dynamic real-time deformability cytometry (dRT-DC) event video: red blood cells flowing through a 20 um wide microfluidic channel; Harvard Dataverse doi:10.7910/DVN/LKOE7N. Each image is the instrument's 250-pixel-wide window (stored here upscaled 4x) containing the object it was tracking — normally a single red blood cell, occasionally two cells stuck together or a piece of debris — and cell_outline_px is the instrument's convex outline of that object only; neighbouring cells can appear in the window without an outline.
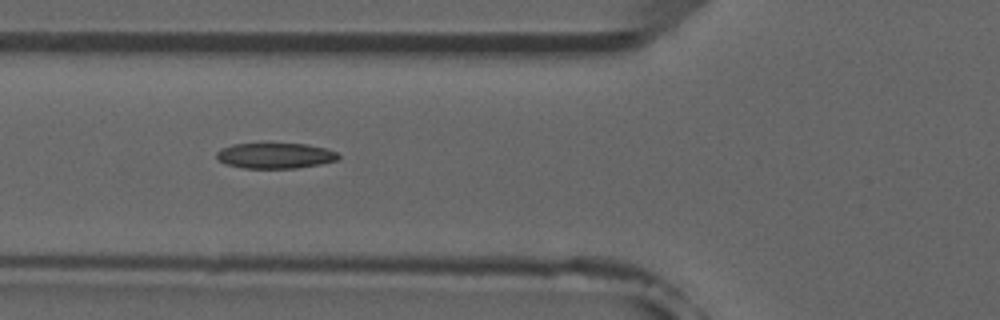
{"species": "common noctule bat (a hibernating species)", "species_latin": "Nyctalus noctula", "temperature_condition": "room temperature", "stored_images_in_passage": 5, "camera_frame_rate_fps": 3000, "um_per_image_px": 0.085, "animal": {"sex": "male", "forearm_length_mm": 52.5}, "frame": {"image": 1, "passage_image": 2, "time_ms": 1.0, "image_size_px": [1000, 320], "cell_outline_px": [[340, 156], [336, 160], [320, 164], [296, 168], [244, 168], [224, 164], [216, 160], [216, 152], [220, 148], [232, 144], [308, 144], [328, 148], [336, 152]], "centroid_in_image_um": [23.35, 13.23], "position_along_channel_um": 102.4, "area_um2": 18.26}}
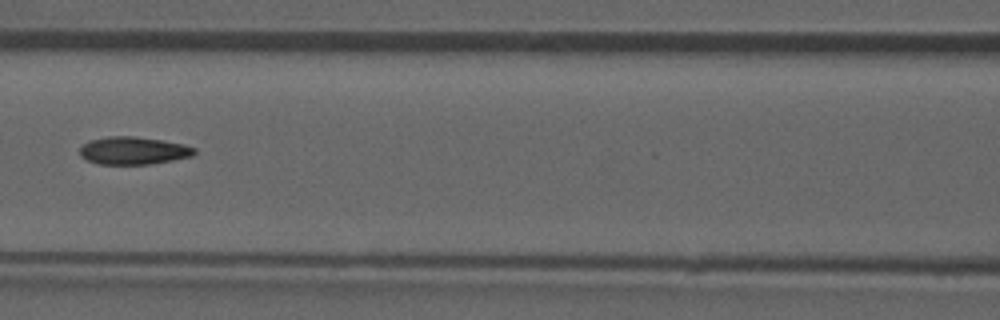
{"frame": {"image": 2, "passage_image": 3, "time_ms": 2.333, "image_size_px": [1000, 320], "cell_outline_px": [[196, 152], [192, 156], [172, 160], [148, 164], [100, 164], [88, 160], [80, 156], [80, 148], [84, 144], [92, 140], [108, 136], [136, 136], [184, 144], [196, 148]], "centroid_in_image_um": [11.35, 12.8], "position_along_channel_um": 155.2, "area_um2": 18.32}}